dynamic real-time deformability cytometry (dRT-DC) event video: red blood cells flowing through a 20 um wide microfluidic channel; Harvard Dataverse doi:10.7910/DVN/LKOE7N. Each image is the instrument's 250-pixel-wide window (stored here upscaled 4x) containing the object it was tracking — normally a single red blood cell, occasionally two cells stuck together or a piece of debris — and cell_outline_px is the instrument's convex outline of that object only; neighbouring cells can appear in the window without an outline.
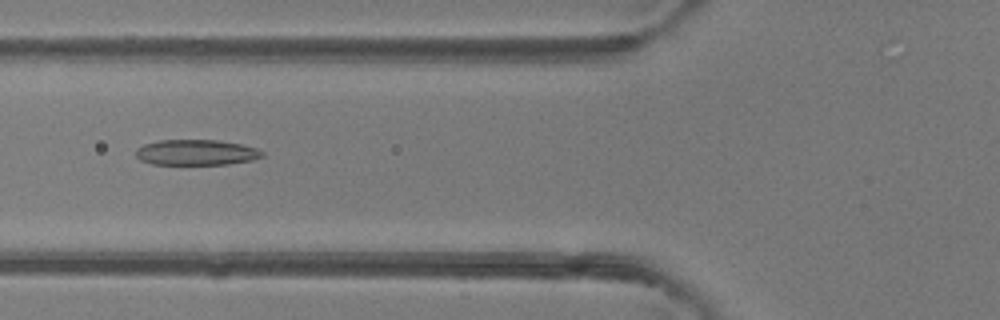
{"species": "common noctule bat (a hibernating species)", "species_latin": "Nyctalus noctula", "temperature_condition": "room temperature", "stored_images_in_passage": 35, "camera_frame_rate_fps": 3000, "um_per_image_px": 0.085, "animal": {"sex": "female"}, "frame": {"image": 1, "passage_image": 5, "time_ms": 1.333, "image_size_px": [1000, 320], "cell_outline_px": [[264, 156], [252, 160], [228, 164], [152, 164], [140, 160], [136, 156], [136, 148], [144, 144], [160, 140], [216, 140], [240, 144], [256, 148], [264, 152]], "centroid_in_image_um": [16.67, 12.95], "position_along_channel_um": 109.1, "area_um2": 18.79}}
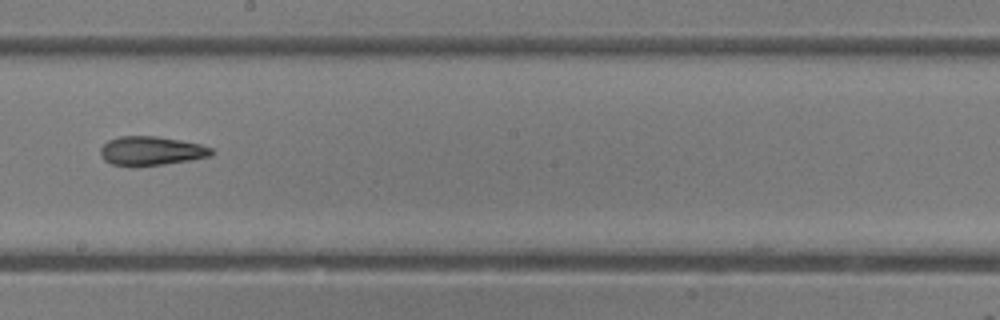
{"frame": {"image": 2, "passage_image": 14, "time_ms": 4.333, "image_size_px": [1000, 320], "cell_outline_px": [[216, 152], [212, 156], [164, 164], [112, 164], [104, 160], [100, 156], [100, 148], [108, 140], [120, 136], [156, 136], [180, 140], [200, 144], [212, 148]], "centroid_in_image_um": [12.88, 12.79], "position_along_channel_um": 235.3, "area_um2": 18.38}}
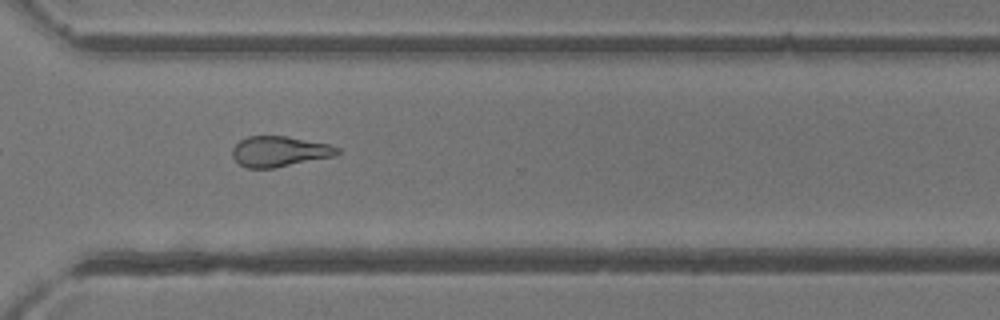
{"frame": {"image": 3, "passage_image": 22, "time_ms": 7.0, "image_size_px": [1000, 320], "cell_outline_px": [[340, 152], [336, 156], [272, 168], [248, 168], [240, 164], [232, 156], [232, 148], [240, 140], [248, 136], [284, 136], [328, 144], [340, 148]], "centroid_in_image_um": [23.76, 12.87], "position_along_channel_um": 346.8, "area_um2": 18.5}, "authors_computed_cell_mechanics": {"area_um2": 18.8428, "velocity_mm_per_s": 4.1912, "shape_relaxation_time_tau1_ms": null, "shape_relaxation_time_tau2_ms": 5.0899, "deformation_change_tau1": null, "deformation_change_tau2": 0.1576}}